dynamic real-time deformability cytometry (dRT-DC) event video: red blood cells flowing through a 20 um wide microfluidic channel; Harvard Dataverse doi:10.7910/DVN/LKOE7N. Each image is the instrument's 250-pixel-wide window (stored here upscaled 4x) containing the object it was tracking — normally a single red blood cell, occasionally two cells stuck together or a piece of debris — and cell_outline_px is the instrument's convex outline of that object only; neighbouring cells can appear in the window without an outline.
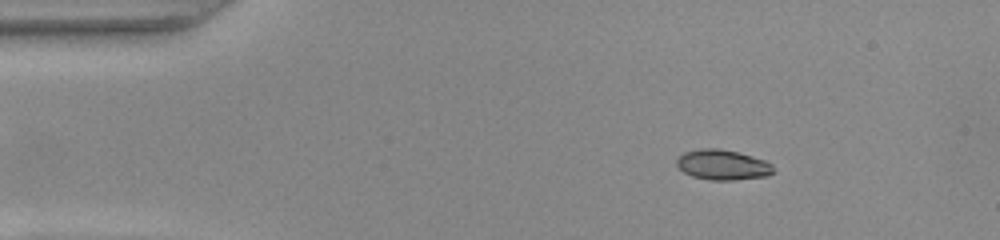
{"species": "common noctule bat (a hibernating species)", "species_latin": "Nyctalus noctula", "temperature_condition": "warm", "stored_images_in_passage": 52, "camera_frame_rate_fps": 3000, "um_per_image_px": 0.085, "animal": {"sex": "female", "body_mass_g": 22.0, "forearm_length_mm": 56.7}, "frame": {"image": 1, "passage_image": 7, "time_ms": 2.0, "image_size_px": [1000, 240], "cell_outline_px": [[772, 172], [768, 176], [732, 180], [708, 180], [692, 176], [684, 172], [676, 164], [676, 160], [684, 152], [700, 148], [720, 148], [752, 156], [764, 160], [772, 164]], "centroid_in_image_um": [61.4, 14.01], "position_along_channel_um": 23.6, "area_um2": 16.94}}
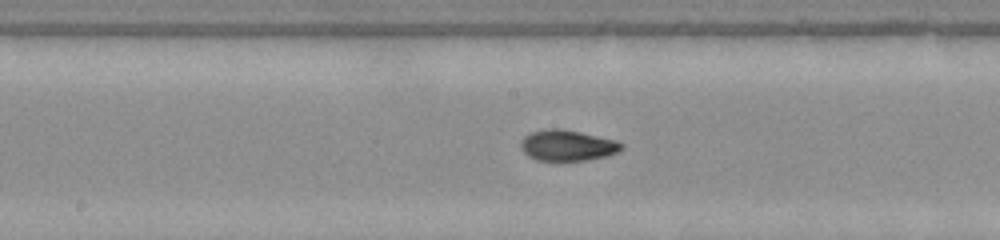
{"frame": {"image": 2, "passage_image": 26, "time_ms": 8.333, "image_size_px": [1000, 240], "cell_outline_px": [[624, 148], [620, 152], [608, 156], [588, 160], [560, 164], [536, 160], [528, 156], [524, 152], [520, 144], [520, 140], [524, 136], [532, 132], [548, 128], [560, 128], [580, 132], [616, 140], [624, 144]], "centroid_in_image_um": [48.24, 12.41], "position_along_channel_um": 200.0, "area_um2": 19.02}}
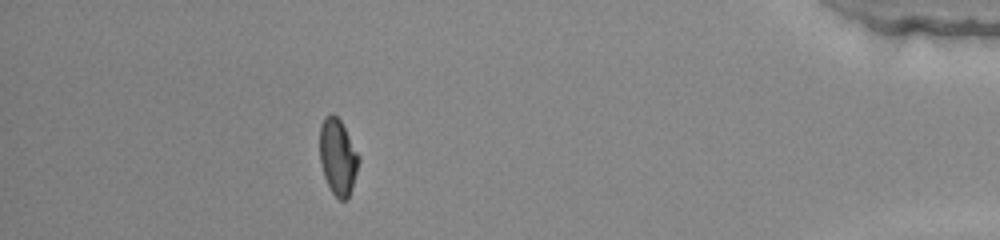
{"frame": {"image": 3, "passage_image": 46, "time_ms": 15.0, "image_size_px": [1000, 240], "cell_outline_px": [[360, 160], [352, 188], [348, 200], [340, 200], [332, 192], [324, 176], [320, 160], [320, 124], [324, 116], [332, 112], [340, 120], [360, 156]], "centroid_in_image_um": [28.72, 13.32], "position_along_channel_um": 406.5, "area_um2": 17.34}, "authors_computed_cell_mechanics": {"area_um2": 17.5712, "velocity_mm_per_s": 3.906, "shape_relaxation_time_tau1_ms": 6.8695, "shape_relaxation_time_tau2_ms": 0.8661, "deformation_change_tau1": 0.2221, "deformation_change_tau2": 0.0485}}